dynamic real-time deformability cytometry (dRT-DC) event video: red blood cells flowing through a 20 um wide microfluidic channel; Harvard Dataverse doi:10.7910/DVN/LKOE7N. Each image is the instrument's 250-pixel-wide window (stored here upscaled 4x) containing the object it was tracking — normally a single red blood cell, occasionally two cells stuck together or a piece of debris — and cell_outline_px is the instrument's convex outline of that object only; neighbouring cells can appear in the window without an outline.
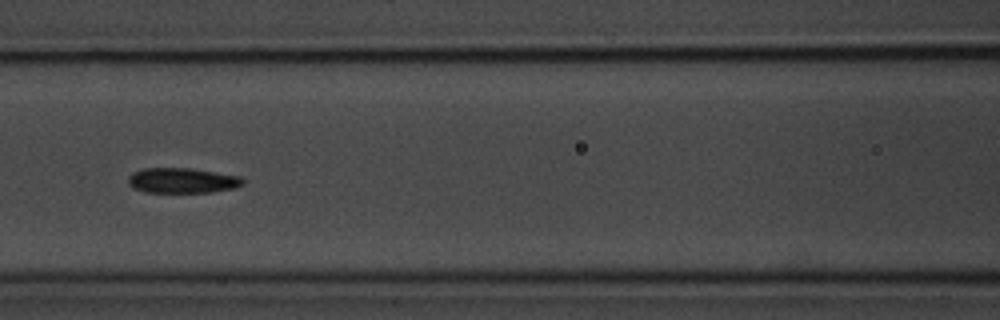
{"species": "common noctule bat (a hibernating species)", "species_latin": "Nyctalus noctula", "temperature_condition": "room temperature", "stored_images_in_passage": 13, "camera_frame_rate_fps": 3000, "um_per_image_px": 0.085, "animal": {"sex": "male", "body_mass_g": 20.1, "forearm_length_mm": 53.5}, "frame": {"image": 1, "passage_image": 4, "time_ms": 3.333, "image_size_px": [1000, 320], "cell_outline_px": [[244, 184], [236, 188], [212, 192], [144, 192], [132, 188], [128, 184], [128, 176], [132, 172], [144, 168], [188, 168], [240, 176], [244, 180]], "centroid_in_image_um": [15.47, 15.35], "position_along_channel_um": 151.1, "area_um2": 16.94}}
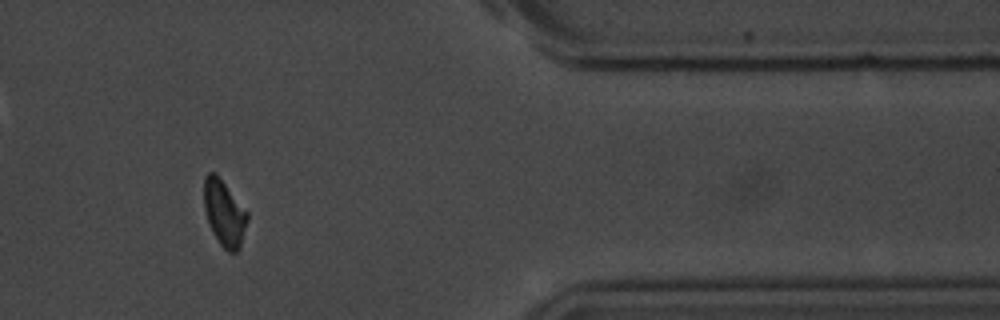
{"frame": {"image": 2, "passage_image": 10, "time_ms": 11.0, "image_size_px": [1000, 320], "cell_outline_px": [[248, 220], [240, 244], [236, 252], [228, 252], [220, 244], [212, 232], [204, 208], [204, 176], [208, 172], [216, 172], [248, 212]], "centroid_in_image_um": [19.05, 18.07], "position_along_channel_um": 392.3, "area_um2": 16.59}, "authors_computed_cell_mechanics": {"area_um2": 16.9354, "velocity_mm_per_s": 3.4887, "shape_relaxation_time_tau1_ms": 2.9234, "shape_relaxation_time_tau2_ms": 3.2136, "deformation_change_tau1": 0.0881, "deformation_change_tau2": 0.0571}}